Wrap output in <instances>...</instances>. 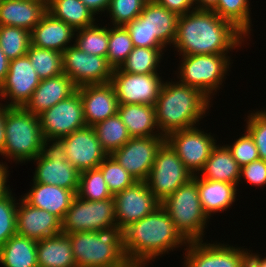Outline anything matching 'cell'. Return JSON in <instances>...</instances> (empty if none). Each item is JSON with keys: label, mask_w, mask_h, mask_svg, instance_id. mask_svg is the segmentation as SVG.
Returning <instances> with one entry per match:
<instances>
[{"label": "cell", "mask_w": 266, "mask_h": 267, "mask_svg": "<svg viewBox=\"0 0 266 267\" xmlns=\"http://www.w3.org/2000/svg\"><path fill=\"white\" fill-rule=\"evenodd\" d=\"M38 267H77L71 241L66 234L37 241Z\"/></svg>", "instance_id": "30"}, {"label": "cell", "mask_w": 266, "mask_h": 267, "mask_svg": "<svg viewBox=\"0 0 266 267\" xmlns=\"http://www.w3.org/2000/svg\"><path fill=\"white\" fill-rule=\"evenodd\" d=\"M26 55L30 59L34 70L41 80L64 73L62 53L58 51L38 48L34 45H30Z\"/></svg>", "instance_id": "37"}, {"label": "cell", "mask_w": 266, "mask_h": 267, "mask_svg": "<svg viewBox=\"0 0 266 267\" xmlns=\"http://www.w3.org/2000/svg\"><path fill=\"white\" fill-rule=\"evenodd\" d=\"M118 115L127 127L131 138L164 136L157 127L154 105L119 104Z\"/></svg>", "instance_id": "27"}, {"label": "cell", "mask_w": 266, "mask_h": 267, "mask_svg": "<svg viewBox=\"0 0 266 267\" xmlns=\"http://www.w3.org/2000/svg\"><path fill=\"white\" fill-rule=\"evenodd\" d=\"M6 106L7 105L0 103V154L4 151L5 146Z\"/></svg>", "instance_id": "51"}, {"label": "cell", "mask_w": 266, "mask_h": 267, "mask_svg": "<svg viewBox=\"0 0 266 267\" xmlns=\"http://www.w3.org/2000/svg\"><path fill=\"white\" fill-rule=\"evenodd\" d=\"M16 234L39 241L62 233V221L46 210L30 206L19 198Z\"/></svg>", "instance_id": "20"}, {"label": "cell", "mask_w": 266, "mask_h": 267, "mask_svg": "<svg viewBox=\"0 0 266 267\" xmlns=\"http://www.w3.org/2000/svg\"><path fill=\"white\" fill-rule=\"evenodd\" d=\"M44 136L39 116L24 107L6 106L5 146L0 154L16 164L28 163L42 152Z\"/></svg>", "instance_id": "5"}, {"label": "cell", "mask_w": 266, "mask_h": 267, "mask_svg": "<svg viewBox=\"0 0 266 267\" xmlns=\"http://www.w3.org/2000/svg\"><path fill=\"white\" fill-rule=\"evenodd\" d=\"M77 267H124L123 230L115 225L98 231L66 234Z\"/></svg>", "instance_id": "4"}, {"label": "cell", "mask_w": 266, "mask_h": 267, "mask_svg": "<svg viewBox=\"0 0 266 267\" xmlns=\"http://www.w3.org/2000/svg\"><path fill=\"white\" fill-rule=\"evenodd\" d=\"M93 128L99 143L108 155L121 148L131 138L118 113L95 124Z\"/></svg>", "instance_id": "33"}, {"label": "cell", "mask_w": 266, "mask_h": 267, "mask_svg": "<svg viewBox=\"0 0 266 267\" xmlns=\"http://www.w3.org/2000/svg\"><path fill=\"white\" fill-rule=\"evenodd\" d=\"M3 267H38L37 241L15 234L0 249Z\"/></svg>", "instance_id": "31"}, {"label": "cell", "mask_w": 266, "mask_h": 267, "mask_svg": "<svg viewBox=\"0 0 266 267\" xmlns=\"http://www.w3.org/2000/svg\"><path fill=\"white\" fill-rule=\"evenodd\" d=\"M12 191L0 198V249L16 234L18 201Z\"/></svg>", "instance_id": "43"}, {"label": "cell", "mask_w": 266, "mask_h": 267, "mask_svg": "<svg viewBox=\"0 0 266 267\" xmlns=\"http://www.w3.org/2000/svg\"><path fill=\"white\" fill-rule=\"evenodd\" d=\"M160 205L166 210L176 229L188 242L204 239V230L208 227L210 218L203 210L197 182L193 178L180 186Z\"/></svg>", "instance_id": "6"}, {"label": "cell", "mask_w": 266, "mask_h": 267, "mask_svg": "<svg viewBox=\"0 0 266 267\" xmlns=\"http://www.w3.org/2000/svg\"><path fill=\"white\" fill-rule=\"evenodd\" d=\"M210 103L196 88L178 80L164 81L154 105L158 130L166 137L171 132L200 125L199 120L207 116Z\"/></svg>", "instance_id": "3"}, {"label": "cell", "mask_w": 266, "mask_h": 267, "mask_svg": "<svg viewBox=\"0 0 266 267\" xmlns=\"http://www.w3.org/2000/svg\"><path fill=\"white\" fill-rule=\"evenodd\" d=\"M248 267H266V257L263 258L260 254L249 250Z\"/></svg>", "instance_id": "52"}, {"label": "cell", "mask_w": 266, "mask_h": 267, "mask_svg": "<svg viewBox=\"0 0 266 267\" xmlns=\"http://www.w3.org/2000/svg\"><path fill=\"white\" fill-rule=\"evenodd\" d=\"M219 0H193L196 10H212Z\"/></svg>", "instance_id": "54"}, {"label": "cell", "mask_w": 266, "mask_h": 267, "mask_svg": "<svg viewBox=\"0 0 266 267\" xmlns=\"http://www.w3.org/2000/svg\"><path fill=\"white\" fill-rule=\"evenodd\" d=\"M46 12L47 1L0 0V25L31 32Z\"/></svg>", "instance_id": "25"}, {"label": "cell", "mask_w": 266, "mask_h": 267, "mask_svg": "<svg viewBox=\"0 0 266 267\" xmlns=\"http://www.w3.org/2000/svg\"><path fill=\"white\" fill-rule=\"evenodd\" d=\"M140 16L146 20L152 36H156L166 47L174 44L179 17L176 13L160 6L155 0H149Z\"/></svg>", "instance_id": "29"}, {"label": "cell", "mask_w": 266, "mask_h": 267, "mask_svg": "<svg viewBox=\"0 0 266 267\" xmlns=\"http://www.w3.org/2000/svg\"><path fill=\"white\" fill-rule=\"evenodd\" d=\"M117 225L114 198L89 201L76 195L62 220V234L98 231Z\"/></svg>", "instance_id": "10"}, {"label": "cell", "mask_w": 266, "mask_h": 267, "mask_svg": "<svg viewBox=\"0 0 266 267\" xmlns=\"http://www.w3.org/2000/svg\"><path fill=\"white\" fill-rule=\"evenodd\" d=\"M246 36L213 10H193L180 15L173 46L179 55L229 54L242 47Z\"/></svg>", "instance_id": "1"}, {"label": "cell", "mask_w": 266, "mask_h": 267, "mask_svg": "<svg viewBox=\"0 0 266 267\" xmlns=\"http://www.w3.org/2000/svg\"><path fill=\"white\" fill-rule=\"evenodd\" d=\"M28 1H47V0H28Z\"/></svg>", "instance_id": "56"}, {"label": "cell", "mask_w": 266, "mask_h": 267, "mask_svg": "<svg viewBox=\"0 0 266 267\" xmlns=\"http://www.w3.org/2000/svg\"><path fill=\"white\" fill-rule=\"evenodd\" d=\"M124 27L127 29L134 47L167 48L156 36L151 35L146 20L140 15Z\"/></svg>", "instance_id": "45"}, {"label": "cell", "mask_w": 266, "mask_h": 267, "mask_svg": "<svg viewBox=\"0 0 266 267\" xmlns=\"http://www.w3.org/2000/svg\"><path fill=\"white\" fill-rule=\"evenodd\" d=\"M192 178L197 182L200 202L209 218L215 213L227 211L236 201L237 185L207 180L198 175H194Z\"/></svg>", "instance_id": "26"}, {"label": "cell", "mask_w": 266, "mask_h": 267, "mask_svg": "<svg viewBox=\"0 0 266 267\" xmlns=\"http://www.w3.org/2000/svg\"><path fill=\"white\" fill-rule=\"evenodd\" d=\"M40 81L27 55L11 60L5 81L0 86V100H6L4 104L8 107H24Z\"/></svg>", "instance_id": "17"}, {"label": "cell", "mask_w": 266, "mask_h": 267, "mask_svg": "<svg viewBox=\"0 0 266 267\" xmlns=\"http://www.w3.org/2000/svg\"><path fill=\"white\" fill-rule=\"evenodd\" d=\"M250 9L249 0H219L212 10L222 19L232 23L248 39L252 31Z\"/></svg>", "instance_id": "35"}, {"label": "cell", "mask_w": 266, "mask_h": 267, "mask_svg": "<svg viewBox=\"0 0 266 267\" xmlns=\"http://www.w3.org/2000/svg\"><path fill=\"white\" fill-rule=\"evenodd\" d=\"M117 225L124 230L160 206L147 186L146 181H136L133 185L113 196Z\"/></svg>", "instance_id": "18"}, {"label": "cell", "mask_w": 266, "mask_h": 267, "mask_svg": "<svg viewBox=\"0 0 266 267\" xmlns=\"http://www.w3.org/2000/svg\"><path fill=\"white\" fill-rule=\"evenodd\" d=\"M163 83L159 74H131L120 68L113 69L110 81L119 104L155 105Z\"/></svg>", "instance_id": "14"}, {"label": "cell", "mask_w": 266, "mask_h": 267, "mask_svg": "<svg viewBox=\"0 0 266 267\" xmlns=\"http://www.w3.org/2000/svg\"><path fill=\"white\" fill-rule=\"evenodd\" d=\"M134 45L127 29L124 26L109 27V42L107 51V62L113 68H120L126 61Z\"/></svg>", "instance_id": "39"}, {"label": "cell", "mask_w": 266, "mask_h": 267, "mask_svg": "<svg viewBox=\"0 0 266 267\" xmlns=\"http://www.w3.org/2000/svg\"><path fill=\"white\" fill-rule=\"evenodd\" d=\"M165 142V136L130 138L111 156L136 181H146L155 160L156 153Z\"/></svg>", "instance_id": "16"}, {"label": "cell", "mask_w": 266, "mask_h": 267, "mask_svg": "<svg viewBox=\"0 0 266 267\" xmlns=\"http://www.w3.org/2000/svg\"><path fill=\"white\" fill-rule=\"evenodd\" d=\"M192 127L169 133L165 141L172 147L181 159L185 168L194 176L204 167L213 148L217 145L215 135ZM215 138V139H214Z\"/></svg>", "instance_id": "12"}, {"label": "cell", "mask_w": 266, "mask_h": 267, "mask_svg": "<svg viewBox=\"0 0 266 267\" xmlns=\"http://www.w3.org/2000/svg\"><path fill=\"white\" fill-rule=\"evenodd\" d=\"M245 179L249 184L257 187L266 185V161L258 159L250 164L244 165L240 170V180Z\"/></svg>", "instance_id": "47"}, {"label": "cell", "mask_w": 266, "mask_h": 267, "mask_svg": "<svg viewBox=\"0 0 266 267\" xmlns=\"http://www.w3.org/2000/svg\"><path fill=\"white\" fill-rule=\"evenodd\" d=\"M77 91L80 94L87 126L93 127L118 113L119 102L110 83L83 85L77 87Z\"/></svg>", "instance_id": "21"}, {"label": "cell", "mask_w": 266, "mask_h": 267, "mask_svg": "<svg viewBox=\"0 0 266 267\" xmlns=\"http://www.w3.org/2000/svg\"><path fill=\"white\" fill-rule=\"evenodd\" d=\"M246 119V131L256 144L259 158L266 161V110L251 111Z\"/></svg>", "instance_id": "44"}, {"label": "cell", "mask_w": 266, "mask_h": 267, "mask_svg": "<svg viewBox=\"0 0 266 267\" xmlns=\"http://www.w3.org/2000/svg\"><path fill=\"white\" fill-rule=\"evenodd\" d=\"M62 62L64 73L77 87L111 81L113 68L106 57L83 52L72 43L62 52Z\"/></svg>", "instance_id": "13"}, {"label": "cell", "mask_w": 266, "mask_h": 267, "mask_svg": "<svg viewBox=\"0 0 266 267\" xmlns=\"http://www.w3.org/2000/svg\"><path fill=\"white\" fill-rule=\"evenodd\" d=\"M160 6L176 13L178 16L195 10L193 0H155Z\"/></svg>", "instance_id": "48"}, {"label": "cell", "mask_w": 266, "mask_h": 267, "mask_svg": "<svg viewBox=\"0 0 266 267\" xmlns=\"http://www.w3.org/2000/svg\"><path fill=\"white\" fill-rule=\"evenodd\" d=\"M33 182L56 185L77 194L80 172L67 161L65 147L58 139H44L42 152L32 162Z\"/></svg>", "instance_id": "8"}, {"label": "cell", "mask_w": 266, "mask_h": 267, "mask_svg": "<svg viewBox=\"0 0 266 267\" xmlns=\"http://www.w3.org/2000/svg\"><path fill=\"white\" fill-rule=\"evenodd\" d=\"M124 267H144V266L137 265V264H132V263H128V264L125 265Z\"/></svg>", "instance_id": "55"}, {"label": "cell", "mask_w": 266, "mask_h": 267, "mask_svg": "<svg viewBox=\"0 0 266 267\" xmlns=\"http://www.w3.org/2000/svg\"><path fill=\"white\" fill-rule=\"evenodd\" d=\"M31 45V32L26 29L0 25V47L11 61L23 57Z\"/></svg>", "instance_id": "38"}, {"label": "cell", "mask_w": 266, "mask_h": 267, "mask_svg": "<svg viewBox=\"0 0 266 267\" xmlns=\"http://www.w3.org/2000/svg\"><path fill=\"white\" fill-rule=\"evenodd\" d=\"M77 196L89 201L112 198L108 185L98 169H90L80 173Z\"/></svg>", "instance_id": "40"}, {"label": "cell", "mask_w": 266, "mask_h": 267, "mask_svg": "<svg viewBox=\"0 0 266 267\" xmlns=\"http://www.w3.org/2000/svg\"><path fill=\"white\" fill-rule=\"evenodd\" d=\"M149 0H110L107 13L113 26H124L137 18Z\"/></svg>", "instance_id": "42"}, {"label": "cell", "mask_w": 266, "mask_h": 267, "mask_svg": "<svg viewBox=\"0 0 266 267\" xmlns=\"http://www.w3.org/2000/svg\"><path fill=\"white\" fill-rule=\"evenodd\" d=\"M111 194L123 191L133 185L136 180L111 155H108L98 166Z\"/></svg>", "instance_id": "41"}, {"label": "cell", "mask_w": 266, "mask_h": 267, "mask_svg": "<svg viewBox=\"0 0 266 267\" xmlns=\"http://www.w3.org/2000/svg\"><path fill=\"white\" fill-rule=\"evenodd\" d=\"M187 244L188 241L176 229L161 205L123 230V247L127 262L144 267L169 251L173 252V249H185Z\"/></svg>", "instance_id": "2"}, {"label": "cell", "mask_w": 266, "mask_h": 267, "mask_svg": "<svg viewBox=\"0 0 266 267\" xmlns=\"http://www.w3.org/2000/svg\"><path fill=\"white\" fill-rule=\"evenodd\" d=\"M76 195L56 185L32 182L30 190L21 197L30 206L46 210L62 221Z\"/></svg>", "instance_id": "22"}, {"label": "cell", "mask_w": 266, "mask_h": 267, "mask_svg": "<svg viewBox=\"0 0 266 267\" xmlns=\"http://www.w3.org/2000/svg\"><path fill=\"white\" fill-rule=\"evenodd\" d=\"M10 60L6 57L0 47V86L5 81L9 69Z\"/></svg>", "instance_id": "53"}, {"label": "cell", "mask_w": 266, "mask_h": 267, "mask_svg": "<svg viewBox=\"0 0 266 267\" xmlns=\"http://www.w3.org/2000/svg\"><path fill=\"white\" fill-rule=\"evenodd\" d=\"M76 30L46 12L31 31V45L62 53L75 38Z\"/></svg>", "instance_id": "24"}, {"label": "cell", "mask_w": 266, "mask_h": 267, "mask_svg": "<svg viewBox=\"0 0 266 267\" xmlns=\"http://www.w3.org/2000/svg\"><path fill=\"white\" fill-rule=\"evenodd\" d=\"M203 241L188 242L183 267H248L249 249Z\"/></svg>", "instance_id": "11"}, {"label": "cell", "mask_w": 266, "mask_h": 267, "mask_svg": "<svg viewBox=\"0 0 266 267\" xmlns=\"http://www.w3.org/2000/svg\"><path fill=\"white\" fill-rule=\"evenodd\" d=\"M44 139H60L86 126L80 94L76 91L70 97L55 104L39 115Z\"/></svg>", "instance_id": "15"}, {"label": "cell", "mask_w": 266, "mask_h": 267, "mask_svg": "<svg viewBox=\"0 0 266 267\" xmlns=\"http://www.w3.org/2000/svg\"><path fill=\"white\" fill-rule=\"evenodd\" d=\"M94 15L105 13L109 7L110 0H81Z\"/></svg>", "instance_id": "50"}, {"label": "cell", "mask_w": 266, "mask_h": 267, "mask_svg": "<svg viewBox=\"0 0 266 267\" xmlns=\"http://www.w3.org/2000/svg\"><path fill=\"white\" fill-rule=\"evenodd\" d=\"M47 12L75 30L97 23L94 13L81 0H47Z\"/></svg>", "instance_id": "32"}, {"label": "cell", "mask_w": 266, "mask_h": 267, "mask_svg": "<svg viewBox=\"0 0 266 267\" xmlns=\"http://www.w3.org/2000/svg\"><path fill=\"white\" fill-rule=\"evenodd\" d=\"M6 162L0 161V196H5L8 194L11 189L10 186L7 185L8 176H9V166L6 164Z\"/></svg>", "instance_id": "49"}, {"label": "cell", "mask_w": 266, "mask_h": 267, "mask_svg": "<svg viewBox=\"0 0 266 267\" xmlns=\"http://www.w3.org/2000/svg\"><path fill=\"white\" fill-rule=\"evenodd\" d=\"M77 91V86L65 74L42 79L24 108L39 116L58 102L67 99Z\"/></svg>", "instance_id": "23"}, {"label": "cell", "mask_w": 266, "mask_h": 267, "mask_svg": "<svg viewBox=\"0 0 266 267\" xmlns=\"http://www.w3.org/2000/svg\"><path fill=\"white\" fill-rule=\"evenodd\" d=\"M181 57L180 66L175 73L178 82L198 89L212 101L213 95L220 90L226 75L228 76V70L233 63L231 57L227 54H196Z\"/></svg>", "instance_id": "7"}, {"label": "cell", "mask_w": 266, "mask_h": 267, "mask_svg": "<svg viewBox=\"0 0 266 267\" xmlns=\"http://www.w3.org/2000/svg\"><path fill=\"white\" fill-rule=\"evenodd\" d=\"M74 45L88 54L106 57L109 42V27L91 26L76 30Z\"/></svg>", "instance_id": "36"}, {"label": "cell", "mask_w": 266, "mask_h": 267, "mask_svg": "<svg viewBox=\"0 0 266 267\" xmlns=\"http://www.w3.org/2000/svg\"><path fill=\"white\" fill-rule=\"evenodd\" d=\"M59 140L65 147L67 161L80 173L98 168L108 156L99 143L92 126L86 125Z\"/></svg>", "instance_id": "19"}, {"label": "cell", "mask_w": 266, "mask_h": 267, "mask_svg": "<svg viewBox=\"0 0 266 267\" xmlns=\"http://www.w3.org/2000/svg\"><path fill=\"white\" fill-rule=\"evenodd\" d=\"M241 167L232 157L230 150L226 145H216L204 167L199 172L200 178L212 181H220L235 184L238 186L240 180Z\"/></svg>", "instance_id": "28"}, {"label": "cell", "mask_w": 266, "mask_h": 267, "mask_svg": "<svg viewBox=\"0 0 266 267\" xmlns=\"http://www.w3.org/2000/svg\"><path fill=\"white\" fill-rule=\"evenodd\" d=\"M165 48L134 47L121 65L123 72L131 74H161L158 73Z\"/></svg>", "instance_id": "34"}, {"label": "cell", "mask_w": 266, "mask_h": 267, "mask_svg": "<svg viewBox=\"0 0 266 267\" xmlns=\"http://www.w3.org/2000/svg\"><path fill=\"white\" fill-rule=\"evenodd\" d=\"M192 177L193 175L185 168L177 153L165 141L156 153L146 183L161 203Z\"/></svg>", "instance_id": "9"}, {"label": "cell", "mask_w": 266, "mask_h": 267, "mask_svg": "<svg viewBox=\"0 0 266 267\" xmlns=\"http://www.w3.org/2000/svg\"><path fill=\"white\" fill-rule=\"evenodd\" d=\"M231 145L226 143L232 157L240 167L250 164L259 158L258 149L251 135L245 130Z\"/></svg>", "instance_id": "46"}]
</instances>
